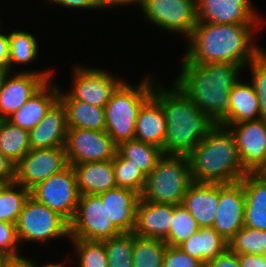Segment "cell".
Returning <instances> with one entry per match:
<instances>
[{
	"mask_svg": "<svg viewBox=\"0 0 266 267\" xmlns=\"http://www.w3.org/2000/svg\"><path fill=\"white\" fill-rule=\"evenodd\" d=\"M259 25L198 22L186 40L183 57L191 63L230 62L246 67L260 54V47L252 43Z\"/></svg>",
	"mask_w": 266,
	"mask_h": 267,
	"instance_id": "6da1fadb",
	"label": "cell"
},
{
	"mask_svg": "<svg viewBox=\"0 0 266 267\" xmlns=\"http://www.w3.org/2000/svg\"><path fill=\"white\" fill-rule=\"evenodd\" d=\"M182 68L174 83L183 90L197 106L219 123L230 111V90L241 79V65L230 62L198 64L184 57Z\"/></svg>",
	"mask_w": 266,
	"mask_h": 267,
	"instance_id": "7a4b0ae2",
	"label": "cell"
},
{
	"mask_svg": "<svg viewBox=\"0 0 266 267\" xmlns=\"http://www.w3.org/2000/svg\"><path fill=\"white\" fill-rule=\"evenodd\" d=\"M160 85L156 81L152 96L161 104L166 116L164 154L188 155L218 123L200 112L174 82L171 89Z\"/></svg>",
	"mask_w": 266,
	"mask_h": 267,
	"instance_id": "3957f363",
	"label": "cell"
},
{
	"mask_svg": "<svg viewBox=\"0 0 266 267\" xmlns=\"http://www.w3.org/2000/svg\"><path fill=\"white\" fill-rule=\"evenodd\" d=\"M187 156L194 182L232 184L248 173L242 166L233 133L220 125Z\"/></svg>",
	"mask_w": 266,
	"mask_h": 267,
	"instance_id": "277c9868",
	"label": "cell"
},
{
	"mask_svg": "<svg viewBox=\"0 0 266 267\" xmlns=\"http://www.w3.org/2000/svg\"><path fill=\"white\" fill-rule=\"evenodd\" d=\"M151 79L153 78L145 77L135 88L124 80L112 93L104 107L105 131L117 146L121 142L135 139L138 112L152 96L156 83L154 82L155 79Z\"/></svg>",
	"mask_w": 266,
	"mask_h": 267,
	"instance_id": "5b68a950",
	"label": "cell"
},
{
	"mask_svg": "<svg viewBox=\"0 0 266 267\" xmlns=\"http://www.w3.org/2000/svg\"><path fill=\"white\" fill-rule=\"evenodd\" d=\"M192 182L188 156L164 154L147 175L140 199L182 205L185 193Z\"/></svg>",
	"mask_w": 266,
	"mask_h": 267,
	"instance_id": "8992f818",
	"label": "cell"
},
{
	"mask_svg": "<svg viewBox=\"0 0 266 267\" xmlns=\"http://www.w3.org/2000/svg\"><path fill=\"white\" fill-rule=\"evenodd\" d=\"M19 243L48 242L49 239H69V222L58 212L38 202L31 195L16 222Z\"/></svg>",
	"mask_w": 266,
	"mask_h": 267,
	"instance_id": "52a82bcc",
	"label": "cell"
},
{
	"mask_svg": "<svg viewBox=\"0 0 266 267\" xmlns=\"http://www.w3.org/2000/svg\"><path fill=\"white\" fill-rule=\"evenodd\" d=\"M120 234L98 195H80L75 215L69 222V239L104 241Z\"/></svg>",
	"mask_w": 266,
	"mask_h": 267,
	"instance_id": "ba28073f",
	"label": "cell"
},
{
	"mask_svg": "<svg viewBox=\"0 0 266 267\" xmlns=\"http://www.w3.org/2000/svg\"><path fill=\"white\" fill-rule=\"evenodd\" d=\"M74 72V73H73ZM72 89H60L59 100H77L104 108L112 93L123 82L107 70L77 65L72 71Z\"/></svg>",
	"mask_w": 266,
	"mask_h": 267,
	"instance_id": "9c48e42d",
	"label": "cell"
},
{
	"mask_svg": "<svg viewBox=\"0 0 266 267\" xmlns=\"http://www.w3.org/2000/svg\"><path fill=\"white\" fill-rule=\"evenodd\" d=\"M145 17L156 27L184 34L186 40L198 23L195 0H139Z\"/></svg>",
	"mask_w": 266,
	"mask_h": 267,
	"instance_id": "30bf717a",
	"label": "cell"
},
{
	"mask_svg": "<svg viewBox=\"0 0 266 267\" xmlns=\"http://www.w3.org/2000/svg\"><path fill=\"white\" fill-rule=\"evenodd\" d=\"M31 196L70 222L80 198L72 165L35 186Z\"/></svg>",
	"mask_w": 266,
	"mask_h": 267,
	"instance_id": "8fae6325",
	"label": "cell"
},
{
	"mask_svg": "<svg viewBox=\"0 0 266 267\" xmlns=\"http://www.w3.org/2000/svg\"><path fill=\"white\" fill-rule=\"evenodd\" d=\"M69 166L65 148L31 149L15 164L14 182L31 191Z\"/></svg>",
	"mask_w": 266,
	"mask_h": 267,
	"instance_id": "7c38bea8",
	"label": "cell"
},
{
	"mask_svg": "<svg viewBox=\"0 0 266 267\" xmlns=\"http://www.w3.org/2000/svg\"><path fill=\"white\" fill-rule=\"evenodd\" d=\"M65 153L69 165L112 160L117 145L106 131L68 128Z\"/></svg>",
	"mask_w": 266,
	"mask_h": 267,
	"instance_id": "4fadbf2b",
	"label": "cell"
},
{
	"mask_svg": "<svg viewBox=\"0 0 266 267\" xmlns=\"http://www.w3.org/2000/svg\"><path fill=\"white\" fill-rule=\"evenodd\" d=\"M52 70L19 71L6 75L0 92V120L8 119L19 110L47 82L52 80ZM13 75V76H12Z\"/></svg>",
	"mask_w": 266,
	"mask_h": 267,
	"instance_id": "5bb4252c",
	"label": "cell"
},
{
	"mask_svg": "<svg viewBox=\"0 0 266 267\" xmlns=\"http://www.w3.org/2000/svg\"><path fill=\"white\" fill-rule=\"evenodd\" d=\"M245 194L241 182L219 184V205L214 230L227 242L244 227Z\"/></svg>",
	"mask_w": 266,
	"mask_h": 267,
	"instance_id": "9a60e30c",
	"label": "cell"
},
{
	"mask_svg": "<svg viewBox=\"0 0 266 267\" xmlns=\"http://www.w3.org/2000/svg\"><path fill=\"white\" fill-rule=\"evenodd\" d=\"M236 139L243 168L254 173L266 160V120L245 121L229 127Z\"/></svg>",
	"mask_w": 266,
	"mask_h": 267,
	"instance_id": "2e32d148",
	"label": "cell"
},
{
	"mask_svg": "<svg viewBox=\"0 0 266 267\" xmlns=\"http://www.w3.org/2000/svg\"><path fill=\"white\" fill-rule=\"evenodd\" d=\"M250 0H198V22L215 24H261Z\"/></svg>",
	"mask_w": 266,
	"mask_h": 267,
	"instance_id": "e0dca14e",
	"label": "cell"
},
{
	"mask_svg": "<svg viewBox=\"0 0 266 267\" xmlns=\"http://www.w3.org/2000/svg\"><path fill=\"white\" fill-rule=\"evenodd\" d=\"M67 131L66 111L58 99L41 122L29 131L30 149L64 148Z\"/></svg>",
	"mask_w": 266,
	"mask_h": 267,
	"instance_id": "ac0fdd59",
	"label": "cell"
},
{
	"mask_svg": "<svg viewBox=\"0 0 266 267\" xmlns=\"http://www.w3.org/2000/svg\"><path fill=\"white\" fill-rule=\"evenodd\" d=\"M173 205L139 200L133 233L143 238L165 241L169 236Z\"/></svg>",
	"mask_w": 266,
	"mask_h": 267,
	"instance_id": "d6986e66",
	"label": "cell"
},
{
	"mask_svg": "<svg viewBox=\"0 0 266 267\" xmlns=\"http://www.w3.org/2000/svg\"><path fill=\"white\" fill-rule=\"evenodd\" d=\"M182 205L200 228L213 227L219 205V184L192 182Z\"/></svg>",
	"mask_w": 266,
	"mask_h": 267,
	"instance_id": "ffe728a7",
	"label": "cell"
},
{
	"mask_svg": "<svg viewBox=\"0 0 266 267\" xmlns=\"http://www.w3.org/2000/svg\"><path fill=\"white\" fill-rule=\"evenodd\" d=\"M111 222L121 233L134 231L136 225V208L140 194L128 188L115 187L98 194Z\"/></svg>",
	"mask_w": 266,
	"mask_h": 267,
	"instance_id": "44dd1931",
	"label": "cell"
},
{
	"mask_svg": "<svg viewBox=\"0 0 266 267\" xmlns=\"http://www.w3.org/2000/svg\"><path fill=\"white\" fill-rule=\"evenodd\" d=\"M47 81L19 110L7 120L30 131L44 118L46 112L59 99L60 86Z\"/></svg>",
	"mask_w": 266,
	"mask_h": 267,
	"instance_id": "7402d4cb",
	"label": "cell"
},
{
	"mask_svg": "<svg viewBox=\"0 0 266 267\" xmlns=\"http://www.w3.org/2000/svg\"><path fill=\"white\" fill-rule=\"evenodd\" d=\"M166 116L161 104L151 96L140 108L135 128V139L159 147L164 153Z\"/></svg>",
	"mask_w": 266,
	"mask_h": 267,
	"instance_id": "603a6c76",
	"label": "cell"
},
{
	"mask_svg": "<svg viewBox=\"0 0 266 267\" xmlns=\"http://www.w3.org/2000/svg\"><path fill=\"white\" fill-rule=\"evenodd\" d=\"M80 195H98L117 187L113 159L72 165Z\"/></svg>",
	"mask_w": 266,
	"mask_h": 267,
	"instance_id": "cb8c5ba5",
	"label": "cell"
},
{
	"mask_svg": "<svg viewBox=\"0 0 266 267\" xmlns=\"http://www.w3.org/2000/svg\"><path fill=\"white\" fill-rule=\"evenodd\" d=\"M230 111L218 123L229 128L231 125L260 119L258 97L252 84L239 80L230 90Z\"/></svg>",
	"mask_w": 266,
	"mask_h": 267,
	"instance_id": "d4e9b609",
	"label": "cell"
},
{
	"mask_svg": "<svg viewBox=\"0 0 266 267\" xmlns=\"http://www.w3.org/2000/svg\"><path fill=\"white\" fill-rule=\"evenodd\" d=\"M240 182L244 185V226L266 231V181L247 173Z\"/></svg>",
	"mask_w": 266,
	"mask_h": 267,
	"instance_id": "484cf974",
	"label": "cell"
},
{
	"mask_svg": "<svg viewBox=\"0 0 266 267\" xmlns=\"http://www.w3.org/2000/svg\"><path fill=\"white\" fill-rule=\"evenodd\" d=\"M179 247L185 253L205 263L223 253L228 248V242L213 227H204L199 228Z\"/></svg>",
	"mask_w": 266,
	"mask_h": 267,
	"instance_id": "4316f807",
	"label": "cell"
},
{
	"mask_svg": "<svg viewBox=\"0 0 266 267\" xmlns=\"http://www.w3.org/2000/svg\"><path fill=\"white\" fill-rule=\"evenodd\" d=\"M66 111L68 128L105 131L104 108L77 100H60Z\"/></svg>",
	"mask_w": 266,
	"mask_h": 267,
	"instance_id": "83f0119b",
	"label": "cell"
},
{
	"mask_svg": "<svg viewBox=\"0 0 266 267\" xmlns=\"http://www.w3.org/2000/svg\"><path fill=\"white\" fill-rule=\"evenodd\" d=\"M30 150L29 132L7 119L0 120V153L16 164Z\"/></svg>",
	"mask_w": 266,
	"mask_h": 267,
	"instance_id": "f1b7e54d",
	"label": "cell"
},
{
	"mask_svg": "<svg viewBox=\"0 0 266 267\" xmlns=\"http://www.w3.org/2000/svg\"><path fill=\"white\" fill-rule=\"evenodd\" d=\"M117 151L146 175L155 168L159 159L164 155L161 148L136 139L121 142L117 146Z\"/></svg>",
	"mask_w": 266,
	"mask_h": 267,
	"instance_id": "f546056e",
	"label": "cell"
},
{
	"mask_svg": "<svg viewBox=\"0 0 266 267\" xmlns=\"http://www.w3.org/2000/svg\"><path fill=\"white\" fill-rule=\"evenodd\" d=\"M9 38V63L8 71L13 72L14 64H29L37 58L39 53L35 36L23 30H15L8 34ZM12 70V71H11Z\"/></svg>",
	"mask_w": 266,
	"mask_h": 267,
	"instance_id": "4dcf8cb0",
	"label": "cell"
},
{
	"mask_svg": "<svg viewBox=\"0 0 266 267\" xmlns=\"http://www.w3.org/2000/svg\"><path fill=\"white\" fill-rule=\"evenodd\" d=\"M167 243L133 233V267H162Z\"/></svg>",
	"mask_w": 266,
	"mask_h": 267,
	"instance_id": "1f68e13d",
	"label": "cell"
},
{
	"mask_svg": "<svg viewBox=\"0 0 266 267\" xmlns=\"http://www.w3.org/2000/svg\"><path fill=\"white\" fill-rule=\"evenodd\" d=\"M31 195V191L15 182L8 183L0 192V222L16 224L17 219Z\"/></svg>",
	"mask_w": 266,
	"mask_h": 267,
	"instance_id": "d6a6232c",
	"label": "cell"
},
{
	"mask_svg": "<svg viewBox=\"0 0 266 267\" xmlns=\"http://www.w3.org/2000/svg\"><path fill=\"white\" fill-rule=\"evenodd\" d=\"M228 248L238 255H266V231L248 228L239 229L228 242Z\"/></svg>",
	"mask_w": 266,
	"mask_h": 267,
	"instance_id": "836d02e7",
	"label": "cell"
},
{
	"mask_svg": "<svg viewBox=\"0 0 266 267\" xmlns=\"http://www.w3.org/2000/svg\"><path fill=\"white\" fill-rule=\"evenodd\" d=\"M113 170L117 187L128 188L141 194L147 175L118 151L113 158Z\"/></svg>",
	"mask_w": 266,
	"mask_h": 267,
	"instance_id": "e575fe53",
	"label": "cell"
},
{
	"mask_svg": "<svg viewBox=\"0 0 266 267\" xmlns=\"http://www.w3.org/2000/svg\"><path fill=\"white\" fill-rule=\"evenodd\" d=\"M107 252V267H133V232L121 233L103 241Z\"/></svg>",
	"mask_w": 266,
	"mask_h": 267,
	"instance_id": "d590c367",
	"label": "cell"
},
{
	"mask_svg": "<svg viewBox=\"0 0 266 267\" xmlns=\"http://www.w3.org/2000/svg\"><path fill=\"white\" fill-rule=\"evenodd\" d=\"M170 225L169 236L165 240L170 246H179L200 228L183 205H173V217Z\"/></svg>",
	"mask_w": 266,
	"mask_h": 267,
	"instance_id": "8d00e7d4",
	"label": "cell"
},
{
	"mask_svg": "<svg viewBox=\"0 0 266 267\" xmlns=\"http://www.w3.org/2000/svg\"><path fill=\"white\" fill-rule=\"evenodd\" d=\"M69 240L78 255V267H107L108 257L103 241Z\"/></svg>",
	"mask_w": 266,
	"mask_h": 267,
	"instance_id": "74e56055",
	"label": "cell"
},
{
	"mask_svg": "<svg viewBox=\"0 0 266 267\" xmlns=\"http://www.w3.org/2000/svg\"><path fill=\"white\" fill-rule=\"evenodd\" d=\"M252 75L251 84L258 97L260 119L266 120V59L259 54L248 64Z\"/></svg>",
	"mask_w": 266,
	"mask_h": 267,
	"instance_id": "f35d334b",
	"label": "cell"
},
{
	"mask_svg": "<svg viewBox=\"0 0 266 267\" xmlns=\"http://www.w3.org/2000/svg\"><path fill=\"white\" fill-rule=\"evenodd\" d=\"M162 267H204V263L185 253L179 246L167 245Z\"/></svg>",
	"mask_w": 266,
	"mask_h": 267,
	"instance_id": "ab89813d",
	"label": "cell"
},
{
	"mask_svg": "<svg viewBox=\"0 0 266 267\" xmlns=\"http://www.w3.org/2000/svg\"><path fill=\"white\" fill-rule=\"evenodd\" d=\"M18 237L16 232V224L9 222H0V254L10 257H19L18 253Z\"/></svg>",
	"mask_w": 266,
	"mask_h": 267,
	"instance_id": "60d3db41",
	"label": "cell"
},
{
	"mask_svg": "<svg viewBox=\"0 0 266 267\" xmlns=\"http://www.w3.org/2000/svg\"><path fill=\"white\" fill-rule=\"evenodd\" d=\"M204 267H240L239 255L227 248L214 259L206 261Z\"/></svg>",
	"mask_w": 266,
	"mask_h": 267,
	"instance_id": "b9f144b4",
	"label": "cell"
},
{
	"mask_svg": "<svg viewBox=\"0 0 266 267\" xmlns=\"http://www.w3.org/2000/svg\"><path fill=\"white\" fill-rule=\"evenodd\" d=\"M46 1L65 8L98 10L95 0H46Z\"/></svg>",
	"mask_w": 266,
	"mask_h": 267,
	"instance_id": "7bdbcfd3",
	"label": "cell"
},
{
	"mask_svg": "<svg viewBox=\"0 0 266 267\" xmlns=\"http://www.w3.org/2000/svg\"><path fill=\"white\" fill-rule=\"evenodd\" d=\"M0 178L12 183L15 180V164L0 153Z\"/></svg>",
	"mask_w": 266,
	"mask_h": 267,
	"instance_id": "ee69618b",
	"label": "cell"
},
{
	"mask_svg": "<svg viewBox=\"0 0 266 267\" xmlns=\"http://www.w3.org/2000/svg\"><path fill=\"white\" fill-rule=\"evenodd\" d=\"M240 267H264V256L257 254L239 255Z\"/></svg>",
	"mask_w": 266,
	"mask_h": 267,
	"instance_id": "f6af8a7d",
	"label": "cell"
},
{
	"mask_svg": "<svg viewBox=\"0 0 266 267\" xmlns=\"http://www.w3.org/2000/svg\"><path fill=\"white\" fill-rule=\"evenodd\" d=\"M1 31V30H0ZM9 63V38L8 35L0 33V68L8 70Z\"/></svg>",
	"mask_w": 266,
	"mask_h": 267,
	"instance_id": "bcb514c9",
	"label": "cell"
},
{
	"mask_svg": "<svg viewBox=\"0 0 266 267\" xmlns=\"http://www.w3.org/2000/svg\"><path fill=\"white\" fill-rule=\"evenodd\" d=\"M98 9H110L112 7L139 4V0H95Z\"/></svg>",
	"mask_w": 266,
	"mask_h": 267,
	"instance_id": "7dc6e473",
	"label": "cell"
},
{
	"mask_svg": "<svg viewBox=\"0 0 266 267\" xmlns=\"http://www.w3.org/2000/svg\"><path fill=\"white\" fill-rule=\"evenodd\" d=\"M36 264L33 260L30 258H26L24 256L19 257H12L6 267H36Z\"/></svg>",
	"mask_w": 266,
	"mask_h": 267,
	"instance_id": "c3c4849f",
	"label": "cell"
},
{
	"mask_svg": "<svg viewBox=\"0 0 266 267\" xmlns=\"http://www.w3.org/2000/svg\"><path fill=\"white\" fill-rule=\"evenodd\" d=\"M261 180L266 181V160L254 172Z\"/></svg>",
	"mask_w": 266,
	"mask_h": 267,
	"instance_id": "681fc988",
	"label": "cell"
},
{
	"mask_svg": "<svg viewBox=\"0 0 266 267\" xmlns=\"http://www.w3.org/2000/svg\"><path fill=\"white\" fill-rule=\"evenodd\" d=\"M9 73L8 70L6 69H3V68H0V92H1V89H2V85L4 83V80L6 78V75Z\"/></svg>",
	"mask_w": 266,
	"mask_h": 267,
	"instance_id": "f907efd6",
	"label": "cell"
},
{
	"mask_svg": "<svg viewBox=\"0 0 266 267\" xmlns=\"http://www.w3.org/2000/svg\"><path fill=\"white\" fill-rule=\"evenodd\" d=\"M12 257L4 255V254H0V267H6L8 261L11 259Z\"/></svg>",
	"mask_w": 266,
	"mask_h": 267,
	"instance_id": "816d5d0a",
	"label": "cell"
},
{
	"mask_svg": "<svg viewBox=\"0 0 266 267\" xmlns=\"http://www.w3.org/2000/svg\"><path fill=\"white\" fill-rule=\"evenodd\" d=\"M36 267H38V265H36ZM39 267H64L61 265V263L59 264H52V263H49V264H45V265H42V266H39Z\"/></svg>",
	"mask_w": 266,
	"mask_h": 267,
	"instance_id": "f5cc1de1",
	"label": "cell"
},
{
	"mask_svg": "<svg viewBox=\"0 0 266 267\" xmlns=\"http://www.w3.org/2000/svg\"><path fill=\"white\" fill-rule=\"evenodd\" d=\"M8 184V182L2 178H0V192L4 189V187Z\"/></svg>",
	"mask_w": 266,
	"mask_h": 267,
	"instance_id": "db71d44e",
	"label": "cell"
},
{
	"mask_svg": "<svg viewBox=\"0 0 266 267\" xmlns=\"http://www.w3.org/2000/svg\"><path fill=\"white\" fill-rule=\"evenodd\" d=\"M260 54L266 59V51L264 48H260Z\"/></svg>",
	"mask_w": 266,
	"mask_h": 267,
	"instance_id": "11a10c76",
	"label": "cell"
},
{
	"mask_svg": "<svg viewBox=\"0 0 266 267\" xmlns=\"http://www.w3.org/2000/svg\"><path fill=\"white\" fill-rule=\"evenodd\" d=\"M264 267H266V255L264 256Z\"/></svg>",
	"mask_w": 266,
	"mask_h": 267,
	"instance_id": "9f6ffc18",
	"label": "cell"
}]
</instances>
